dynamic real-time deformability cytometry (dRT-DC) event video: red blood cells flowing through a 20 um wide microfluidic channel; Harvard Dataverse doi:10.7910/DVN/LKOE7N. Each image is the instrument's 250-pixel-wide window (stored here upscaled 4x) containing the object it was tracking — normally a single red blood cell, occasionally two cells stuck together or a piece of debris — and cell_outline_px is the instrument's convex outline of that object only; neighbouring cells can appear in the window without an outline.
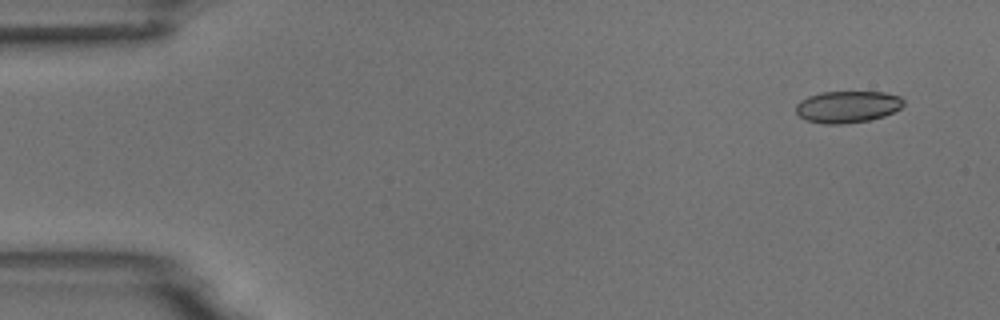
{"species": "common noctule bat (a hibernating species)", "species_latin": "Nyctalus noctula", "temperature_condition": "room temperature", "stored_images_in_passage": 5, "camera_frame_rate_fps": 3000, "um_per_image_px": 0.085, "animal": {"sex": "male", "body_mass_g": 18.8}, "frame": {"image": 1, "passage_image": 1, "time_ms": 0.0, "image_size_px": [1000, 320], "cell_outline_px": [[904, 104], [900, 108], [884, 116], [872, 120], [840, 124], [824, 124], [804, 120], [796, 112], [796, 104], [800, 100], [808, 96], [820, 92], [884, 92], [900, 96], [904, 100]], "centroid_in_image_um": [72.02, 9.08], "position_along_channel_um": 13.0, "area_um2": 20.11}}
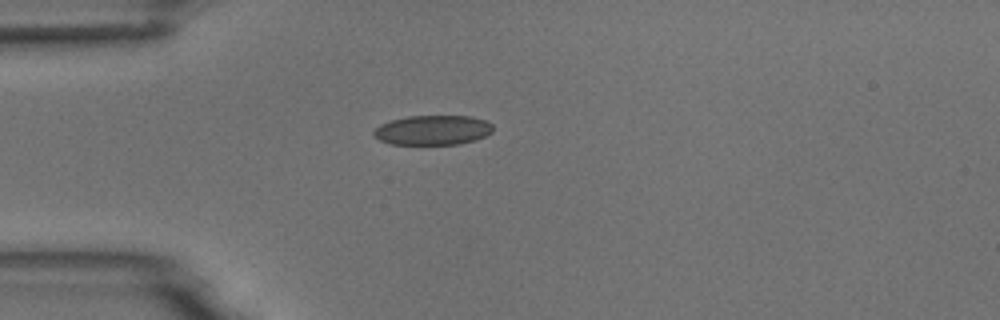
{"frame": {"image": 2, "passage_image": 4, "time_ms": 3.667, "image_size_px": [1000, 320], "cell_outline_px": [[492, 132], [476, 140], [460, 144], [388, 144], [380, 140], [372, 132], [380, 124], [392, 120], [408, 116], [468, 116], [484, 120], [492, 124]], "centroid_in_image_um": [36.78, 11.06], "position_along_channel_um": 48.2, "area_um2": 20.52}}